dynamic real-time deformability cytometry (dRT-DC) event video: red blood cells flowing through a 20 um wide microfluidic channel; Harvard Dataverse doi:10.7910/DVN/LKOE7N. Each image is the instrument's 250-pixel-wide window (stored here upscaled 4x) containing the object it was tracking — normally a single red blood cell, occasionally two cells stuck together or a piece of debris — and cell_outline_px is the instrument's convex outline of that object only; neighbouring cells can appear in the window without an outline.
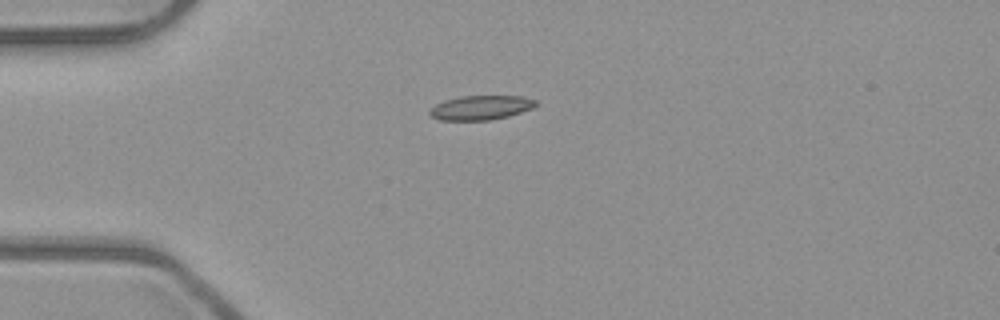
{"species": "common noctule bat (a hibernating species)", "species_latin": "Nyctalus noctula", "temperature_condition": "room temperature", "stored_images_in_passage": 39, "camera_frame_rate_fps": 3000, "um_per_image_px": 0.085, "animal": {"sex": "male", "body_mass_g": 23.1, "forearm_length_mm": 52.7}, "frame": {"image": 1, "passage_image": 1, "time_ms": 0.0, "image_size_px": [1000, 320], "cell_outline_px": [[536, 104], [532, 108], [508, 116], [488, 120], [440, 120], [432, 116], [428, 112], [436, 104], [444, 100], [460, 96], [520, 96], [536, 100]], "centroid_in_image_um": [40.85, 9.14], "position_along_channel_um": 44.2, "area_um2": 14.85}}
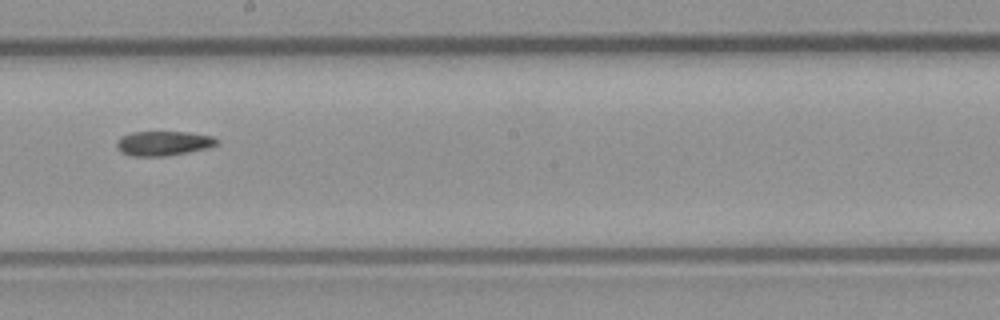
{"frame": {"image": 2, "passage_image": 17, "time_ms": 5.333, "image_size_px": [1000, 320], "cell_outline_px": [[220, 144], [208, 148], [188, 152], [164, 156], [132, 156], [116, 148], [116, 144], [124, 136], [132, 132], [188, 132], [212, 136], [220, 140]], "centroid_in_image_um": [13.97, 12.18], "position_along_channel_um": 234.2, "area_um2": 14.22}}
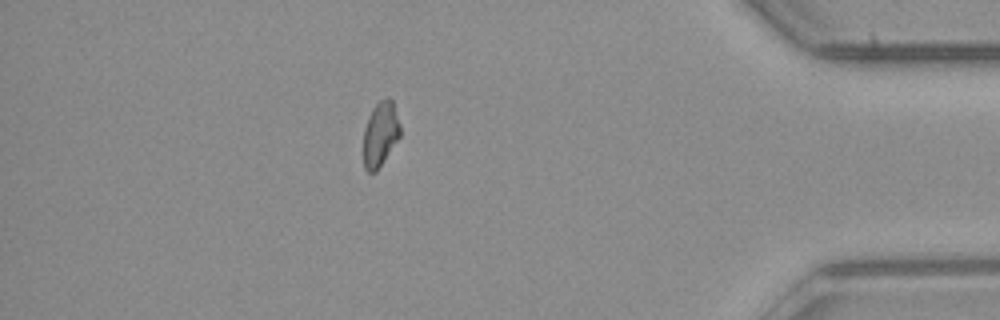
{"frame": {"image": 3, "passage_image": 33, "time_ms": 10.667, "image_size_px": [1000, 320], "cell_outline_px": [[400, 136], [376, 172], [368, 172], [364, 168], [364, 128], [368, 116], [372, 108], [380, 100], [388, 96], [392, 100], [400, 124]], "centroid_in_image_um": [32.32, 11.37], "position_along_channel_um": 402.9, "area_um2": 13.81}, "authors_computed_cell_mechanics": {"area_um2": 14.3922, "velocity_mm_per_s": 3.9787, "shape_relaxation_time_tau1_ms": null, "shape_relaxation_time_tau2_ms": 5.5809, "deformation_change_tau1": null, "deformation_change_tau2": 0.1054}}